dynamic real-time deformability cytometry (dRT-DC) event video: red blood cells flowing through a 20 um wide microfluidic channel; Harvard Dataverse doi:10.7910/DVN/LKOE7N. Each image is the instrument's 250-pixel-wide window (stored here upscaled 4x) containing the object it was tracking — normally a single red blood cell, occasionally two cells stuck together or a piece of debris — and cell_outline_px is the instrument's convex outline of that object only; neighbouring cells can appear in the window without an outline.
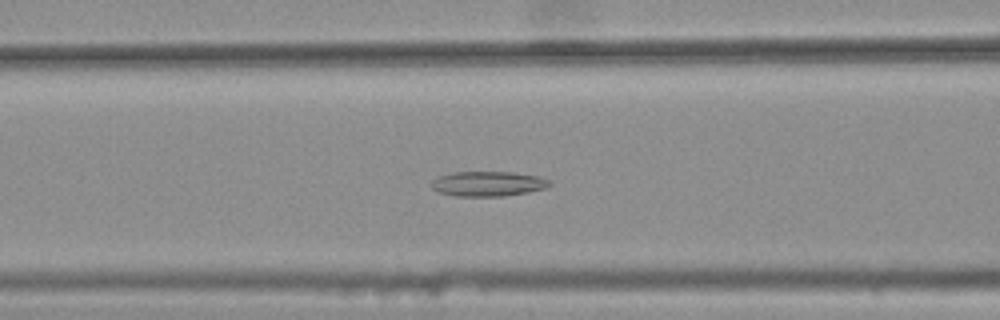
{"species": "common noctule bat (a hibernating species)", "species_latin": "Nyctalus noctula", "temperature_condition": "warm", "stored_images_in_passage": 43, "camera_frame_rate_fps": 3000, "um_per_image_px": 0.085, "animal": {"sex": "female", "body_mass_g": 25.1}, "frame": {"image": 1, "passage_image": 20, "time_ms": 6.333, "image_size_px": [1000, 320], "cell_outline_px": [[552, 184], [548, 188], [528, 192], [504, 196], [456, 196], [440, 192], [432, 188], [432, 180], [440, 176], [452, 172], [512, 172], [540, 176], [548, 180]], "centroid_in_image_um": [41.52, 15.62], "position_along_channel_um": 125.1, "area_um2": 17.17}}
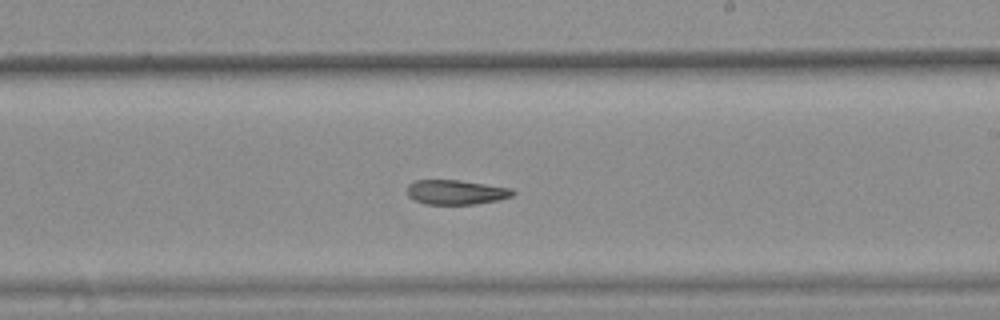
{"frame": {"image": 2, "passage_image": 30, "time_ms": 9.667, "image_size_px": [1000, 320], "cell_outline_px": [[516, 192], [512, 196], [500, 200], [476, 204], [424, 204], [408, 196], [408, 184], [416, 180], [460, 180], [512, 188]], "centroid_in_image_um": [38.8, 16.33], "position_along_channel_um": 250.2, "area_um2": 15.2}}
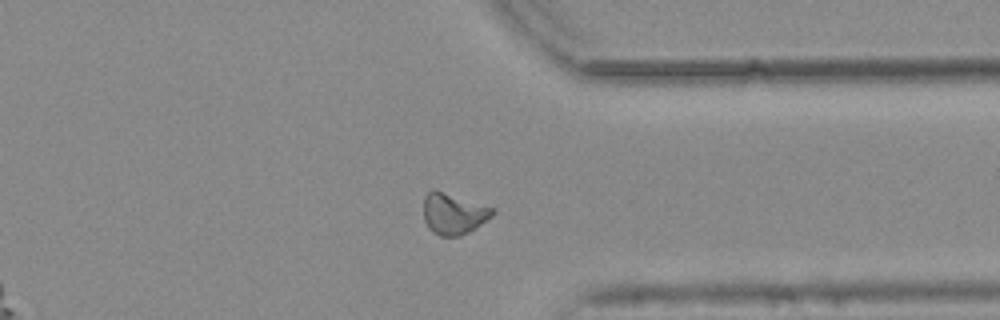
{"frame": {"image": 3, "passage_image": 40, "time_ms": 13.0, "image_size_px": [1000, 320], "cell_outline_px": [[496, 212], [492, 216], [468, 232], [460, 236], [440, 236], [432, 232], [428, 228], [424, 220], [424, 196], [432, 188], [436, 188], [496, 208]], "centroid_in_image_um": [38.54, 18.13], "position_along_channel_um": 372.9, "area_um2": 16.94}, "authors_computed_cell_mechanics": {"area_um2": 16.9354, "velocity_mm_per_s": 3.7669, "shape_relaxation_time_tau1_ms": null, "shape_relaxation_time_tau2_ms": 6.6689, "deformation_change_tau1": null, "deformation_change_tau2": 0.1483}}